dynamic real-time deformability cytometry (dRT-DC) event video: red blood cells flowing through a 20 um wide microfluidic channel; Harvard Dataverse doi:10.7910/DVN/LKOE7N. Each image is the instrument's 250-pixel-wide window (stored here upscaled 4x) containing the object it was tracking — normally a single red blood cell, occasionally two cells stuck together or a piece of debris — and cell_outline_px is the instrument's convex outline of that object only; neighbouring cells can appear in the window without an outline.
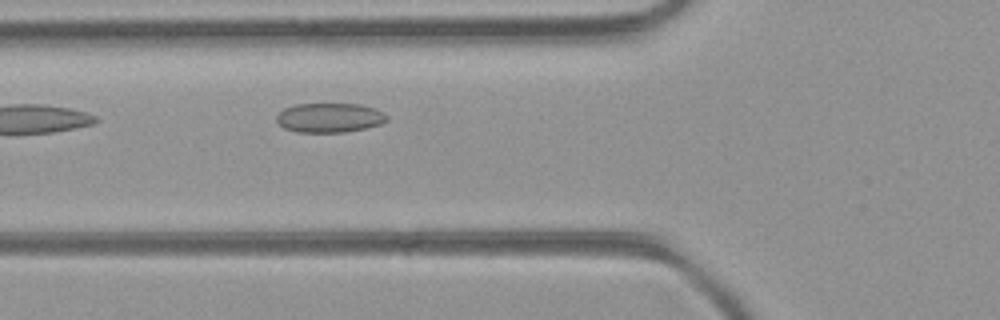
{"species": "common noctule bat (a hibernating species)", "species_latin": "Nyctalus noctula", "temperature_condition": "room temperature", "stored_images_in_passage": 4, "camera_frame_rate_fps": 3000, "um_per_image_px": 0.085, "animal": {"sex": "female", "body_mass_g": 21.9}, "frame": {"image": 1, "passage_image": 4, "time_ms": 1.0, "image_size_px": [1000, 320], "cell_outline_px": [[388, 120], [380, 124], [364, 128], [344, 132], [296, 132], [284, 128], [276, 120], [276, 116], [284, 108], [296, 104], [360, 104], [384, 112], [388, 116]], "centroid_in_image_um": [28.0, 10.0], "position_along_channel_um": 97.8, "area_um2": 18.84}}